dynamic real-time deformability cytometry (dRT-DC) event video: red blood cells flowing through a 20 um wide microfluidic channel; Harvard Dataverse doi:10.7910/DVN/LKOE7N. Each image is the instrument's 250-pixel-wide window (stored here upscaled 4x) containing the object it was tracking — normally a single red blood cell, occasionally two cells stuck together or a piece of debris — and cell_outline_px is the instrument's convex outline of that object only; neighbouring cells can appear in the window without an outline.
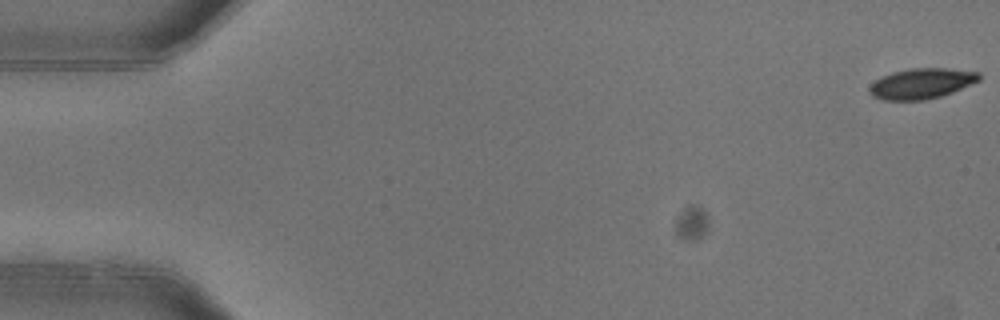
{"species": "common noctule bat (a hibernating species)", "species_latin": "Nyctalus noctula", "temperature_condition": "warm", "stored_images_in_passage": 6, "camera_frame_rate_fps": 3000, "um_per_image_px": 0.085, "animal": {"sex": "female"}, "frame": {"image": 1, "passage_image": 1, "time_ms": 0.0, "image_size_px": [1000, 320], "cell_outline_px": [[980, 80], [952, 92], [940, 96], [924, 100], [884, 100], [872, 96], [868, 92], [868, 88], [876, 80], [892, 72], [912, 68], [948, 68], [980, 72]], "centroid_in_image_um": [78.33, 7.1], "position_along_channel_um": 6.7, "area_um2": 19.36}}
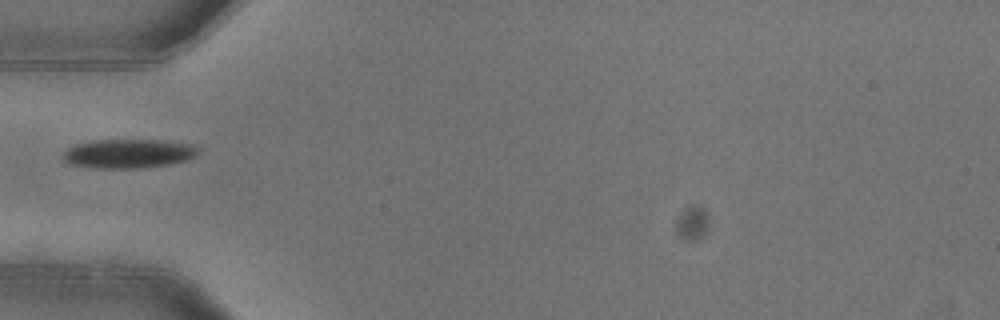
{"frame": {"image": 2, "passage_image": 5, "time_ms": 1.333, "image_size_px": [1000, 320], "cell_outline_px": [[196, 156], [184, 160], [168, 164], [140, 168], [96, 168], [68, 164], [60, 156], [68, 148], [76, 144], [92, 140], [160, 140], [196, 144]], "centroid_in_image_um": [10.86, 13.05], "position_along_channel_um": 74.1, "area_um2": 22.89}}